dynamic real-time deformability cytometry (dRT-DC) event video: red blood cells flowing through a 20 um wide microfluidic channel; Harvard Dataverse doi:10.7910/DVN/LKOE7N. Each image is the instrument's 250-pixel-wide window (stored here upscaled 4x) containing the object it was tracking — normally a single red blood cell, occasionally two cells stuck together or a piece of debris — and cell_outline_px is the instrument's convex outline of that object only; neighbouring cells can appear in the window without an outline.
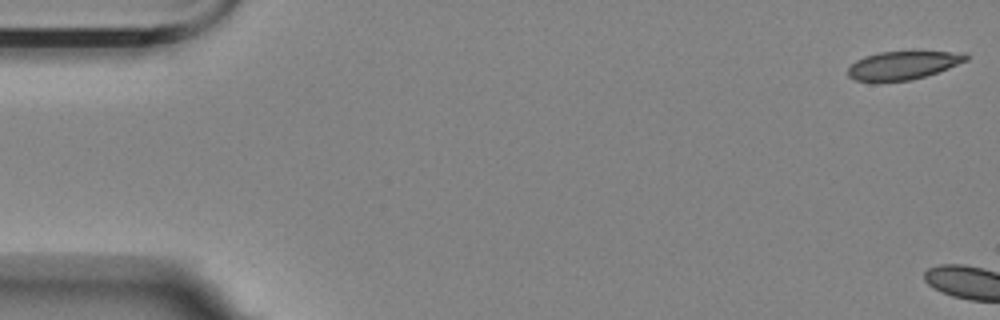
{"species": "Egyptian fruit bat (a non-hibernating species)", "species_latin": "Rousettus aegyptiacus", "temperature_condition": "room temperature", "stored_images_in_passage": 5, "camera_frame_rate_fps": 3000, "um_per_image_px": 0.085, "animal": {"sex": "female"}, "frame": {"image": 1, "passage_image": 1, "time_ms": 0.0, "image_size_px": [1000, 320], "cell_outline_px": [[968, 60], [948, 68], [912, 80], [856, 80], [848, 76], [848, 68], [856, 60], [864, 56], [880, 52], [912, 48], [968, 52]], "centroid_in_image_um": [76.87, 5.45], "position_along_channel_um": 8.1, "area_um2": 20.29}}